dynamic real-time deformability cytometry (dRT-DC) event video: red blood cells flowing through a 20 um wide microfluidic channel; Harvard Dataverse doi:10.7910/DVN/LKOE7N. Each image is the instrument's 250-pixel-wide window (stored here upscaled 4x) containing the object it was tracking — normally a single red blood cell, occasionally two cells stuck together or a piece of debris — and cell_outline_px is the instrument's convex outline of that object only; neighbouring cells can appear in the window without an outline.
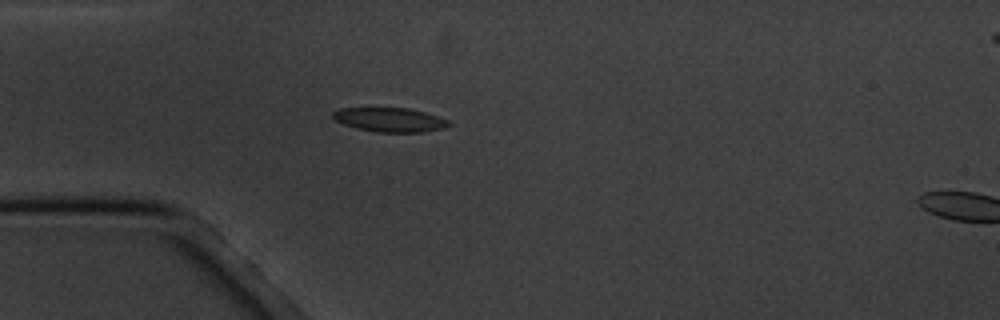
{"species": "common noctule bat (a hibernating species)", "species_latin": "Nyctalus noctula", "temperature_condition": "cold", "stored_images_in_passage": 4, "camera_frame_rate_fps": 3000, "um_per_image_px": 0.085, "animal": {"sex": "male", "body_mass_g": 20.1, "forearm_length_mm": 53.5}, "frame": {"image": 1, "passage_image": 4, "time_ms": 3.333, "image_size_px": [1000, 320], "cell_outline_px": [[452, 124], [444, 128], [420, 132], [376, 132], [356, 128], [344, 124], [336, 120], [332, 116], [332, 112], [340, 108], [408, 108], [424, 112], [448, 120]], "centroid_in_image_um": [33.12, 10.18], "position_along_channel_um": 51.9, "area_um2": 16.18}}